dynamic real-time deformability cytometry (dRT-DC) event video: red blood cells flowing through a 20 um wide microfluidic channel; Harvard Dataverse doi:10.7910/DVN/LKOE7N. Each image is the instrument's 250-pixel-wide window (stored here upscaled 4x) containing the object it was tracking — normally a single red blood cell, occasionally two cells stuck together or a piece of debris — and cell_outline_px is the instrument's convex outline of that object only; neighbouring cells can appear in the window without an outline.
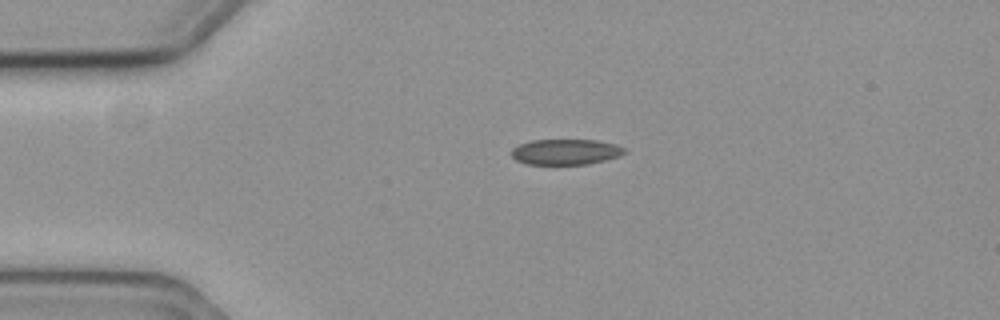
{"species": "common noctule bat (a hibernating species)", "species_latin": "Nyctalus noctula", "temperature_condition": "cold", "stored_images_in_passage": 45, "camera_frame_rate_fps": 3000, "um_per_image_px": 0.085, "animal": {"sex": "female", "body_mass_g": 19.3, "forearm_length_mm": 54.1}, "frame": {"image": 1, "passage_image": 1, "time_ms": 0.0, "image_size_px": [1000, 320], "cell_outline_px": [[624, 152], [620, 156], [588, 164], [528, 164], [516, 160], [512, 156], [512, 148], [520, 144], [532, 140], [596, 140], [616, 144], [624, 148]], "centroid_in_image_um": [48.07, 12.91], "position_along_channel_um": 36.9, "area_um2": 16.7}}
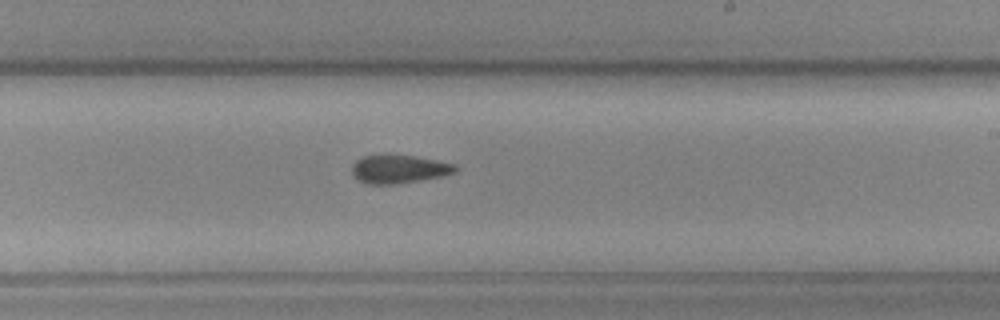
{"frame": {"image": 2, "passage_image": 22, "time_ms": 7.0, "image_size_px": [1000, 320], "cell_outline_px": [[460, 168], [456, 172], [440, 176], [396, 184], [368, 184], [356, 180], [352, 176], [352, 164], [356, 160], [364, 156], [384, 152], [388, 152], [416, 156], [456, 164]], "centroid_in_image_um": [33.86, 14.33], "position_along_channel_um": 255.1, "area_um2": 17.74}}
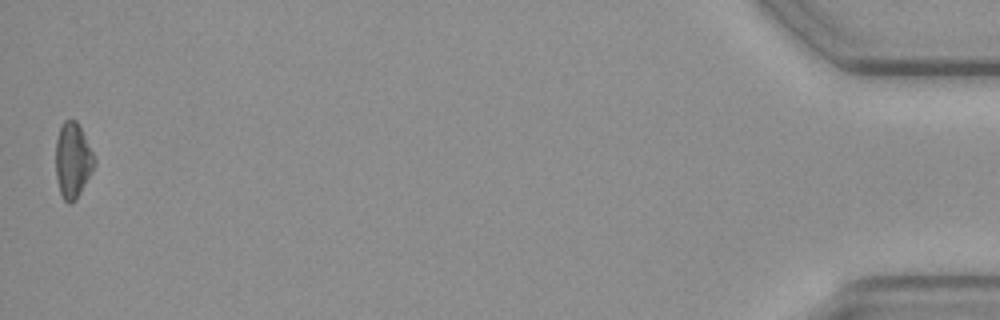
{"frame": {"image": 3, "passage_image": 45, "time_ms": 14.667, "image_size_px": [1000, 320], "cell_outline_px": [[96, 164], [92, 172], [76, 200], [68, 204], [64, 200], [60, 192], [56, 176], [56, 140], [60, 128], [64, 120], [76, 120], [96, 160]], "centroid_in_image_um": [6.18, 13.66], "position_along_channel_um": 429.0, "area_um2": 16.76}, "authors_computed_cell_mechanics": {"area_um2": 16.9354, "velocity_mm_per_s": 3.5981, "shape_relaxation_time_tau1_ms": 2.9448, "shape_relaxation_time_tau2_ms": 4.2793, "deformation_change_tau1": 0.0656, "deformation_change_tau2": 0.1174}}